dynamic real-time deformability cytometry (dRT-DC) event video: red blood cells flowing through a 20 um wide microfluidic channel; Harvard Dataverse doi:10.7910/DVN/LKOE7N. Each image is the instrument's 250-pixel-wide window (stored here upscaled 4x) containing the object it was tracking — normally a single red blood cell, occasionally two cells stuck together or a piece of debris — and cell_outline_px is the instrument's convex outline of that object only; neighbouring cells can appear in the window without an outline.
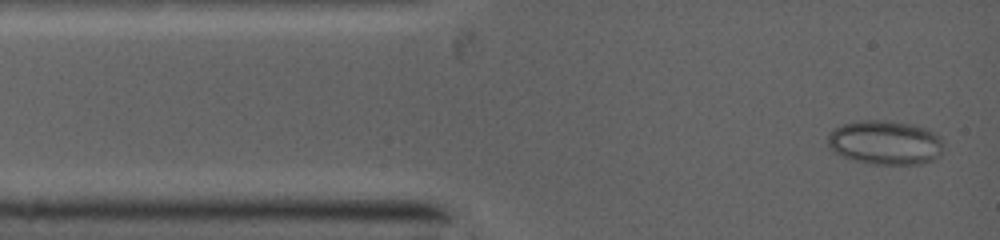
{"species": "common noctule bat (a hibernating species)", "species_latin": "Nyctalus noctula", "temperature_condition": "warm", "stored_images_in_passage": 60, "camera_frame_rate_fps": 5000, "um_per_image_px": 0.085, "animal": {"sex": "female", "body_mass_g": 19.0, "forearm_length_mm": 53.3}, "frame": {"image": 1, "passage_image": 2, "time_ms": 0.2, "image_size_px": [1000, 240], "cell_outline_px": [[940, 144], [932, 156], [928, 160], [916, 164], [880, 164], [860, 160], [844, 156], [832, 148], [828, 144], [828, 136], [836, 128], [844, 124], [868, 120], [876, 120], [908, 124], [924, 128], [932, 132], [940, 140]], "centroid_in_image_um": [75.16, 12.1], "position_along_channel_um": 9.8, "area_um2": 27.86}}
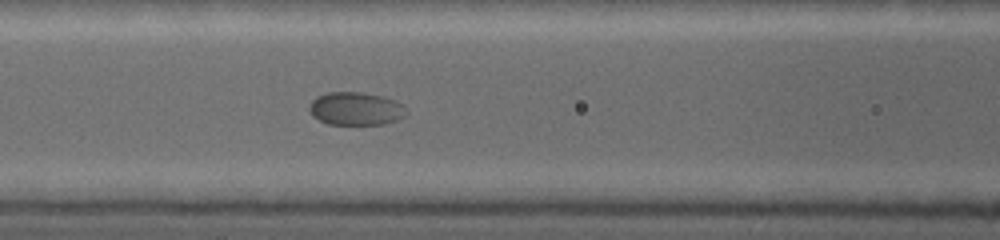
{"frame": {"image": 2, "passage_image": 21, "time_ms": 4.4, "image_size_px": [1000, 240], "cell_outline_px": [[404, 116], [396, 120], [384, 124], [328, 124], [320, 120], [308, 108], [312, 100], [316, 96], [328, 92], [360, 92], [380, 96], [392, 100], [400, 104]], "centroid_in_image_um": [30.17, 9.23], "position_along_channel_um": 136.4, "area_um2": 18.09}}
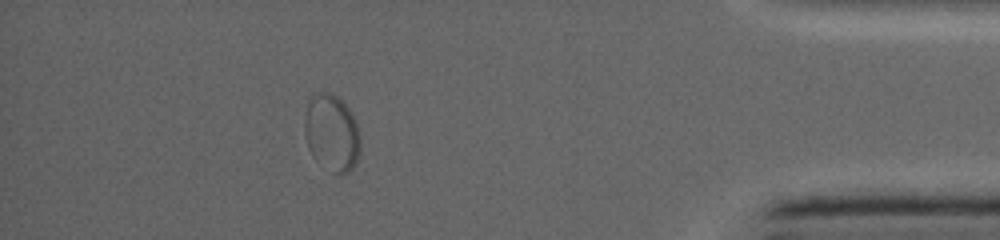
{"frame": {"image": 3, "passage_image": 44, "time_ms": 12.0, "image_size_px": [1000, 240], "cell_outline_px": [[360, 148], [356, 164], [348, 172], [336, 172], [308, 144], [304, 128], [304, 120], [308, 104], [312, 96], [324, 92], [332, 92], [348, 108], [356, 124], [360, 140]], "centroid_in_image_um": [28.24, 11.19], "position_along_channel_um": 407.0, "area_um2": 23.35}}